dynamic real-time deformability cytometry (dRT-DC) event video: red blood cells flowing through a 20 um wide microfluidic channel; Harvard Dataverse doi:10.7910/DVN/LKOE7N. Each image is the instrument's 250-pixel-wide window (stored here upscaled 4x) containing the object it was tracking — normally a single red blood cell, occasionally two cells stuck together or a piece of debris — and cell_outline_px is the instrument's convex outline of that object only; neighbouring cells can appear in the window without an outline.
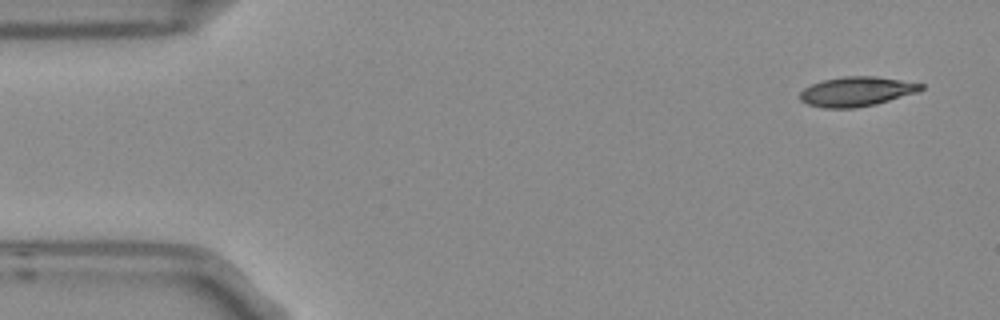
{"species": "Egyptian fruit bat (a non-hibernating species)", "species_latin": "Rousettus aegyptiacus", "temperature_condition": "room temperature", "stored_images_in_passage": 2, "segment_of_instrument_passage": [2, 2], "camera_frame_rate_fps": 3000, "um_per_image_px": 0.085, "frame": {"image": 1, "passage_image": 2, "time_ms": 0.333, "image_size_px": [1000, 320], "cell_outline_px": [[924, 88], [916, 92], [876, 104], [852, 108], [824, 108], [808, 104], [800, 100], [800, 92], [804, 88], [812, 84], [824, 80], [844, 76], [872, 76], [900, 80], [924, 84]], "centroid_in_image_um": [72.78, 7.78], "position_along_channel_um": 12.2, "area_um2": 20.58}}